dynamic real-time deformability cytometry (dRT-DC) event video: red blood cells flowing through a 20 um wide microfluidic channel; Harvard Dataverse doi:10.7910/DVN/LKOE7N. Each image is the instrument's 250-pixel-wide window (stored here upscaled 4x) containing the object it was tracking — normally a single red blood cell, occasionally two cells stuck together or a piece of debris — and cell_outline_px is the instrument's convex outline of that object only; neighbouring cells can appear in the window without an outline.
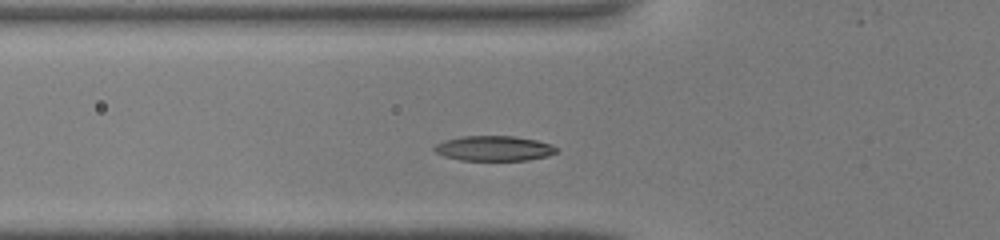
{"species": "common noctule bat (a hibernating species)", "species_latin": "Nyctalus noctula", "temperature_condition": "warm", "stored_images_in_passage": 30, "camera_frame_rate_fps": 3000, "um_per_image_px": 0.085, "animal": {"sex": "male", "body_mass_g": 19.0, "forearm_length_mm": 50.8}, "frame": {"image": 1, "passage_image": 7, "time_ms": 2.0, "image_size_px": [1000, 240], "cell_outline_px": [[560, 148], [556, 152], [548, 156], [528, 160], [460, 160], [444, 156], [436, 152], [432, 148], [436, 144], [444, 140], [464, 136], [516, 136], [536, 140], [552, 144]], "centroid_in_image_um": [42.02, 12.61], "position_along_channel_um": 83.8, "area_um2": 17.92}}
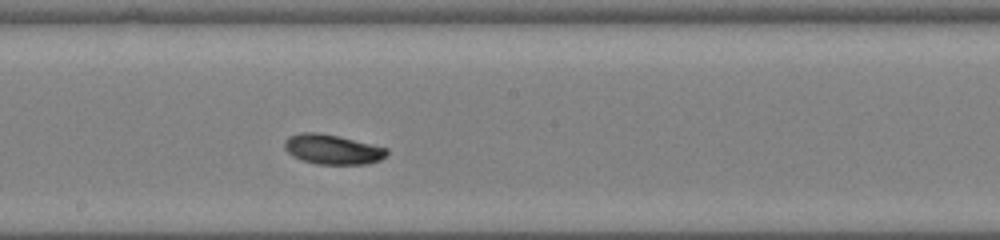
{"frame": {"image": 2, "passage_image": 16, "time_ms": 5.0, "image_size_px": [1000, 240], "cell_outline_px": [[388, 152], [380, 160], [368, 164], [316, 164], [292, 156], [284, 148], [284, 140], [288, 136], [300, 132], [316, 132], [340, 136], [388, 148]], "centroid_in_image_um": [28.24, 12.68], "position_along_channel_um": 220.0, "area_um2": 17.86}}
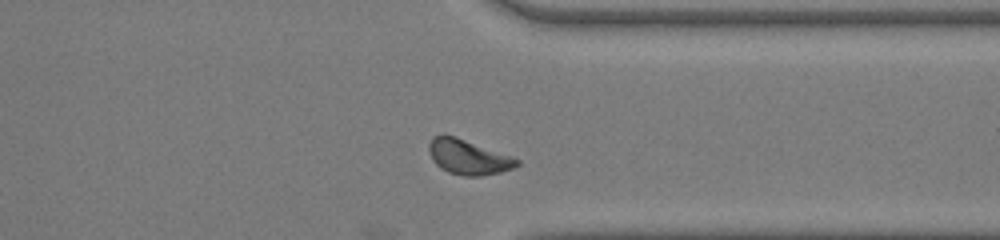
{"frame": {"image": 3, "passage_image": 26, "time_ms": 8.333, "image_size_px": [1000, 240], "cell_outline_px": [[520, 164], [512, 168], [500, 172], [480, 176], [464, 176], [448, 172], [440, 168], [432, 160], [428, 152], [428, 144], [432, 136], [440, 132], [444, 132], [456, 136], [512, 156], [520, 160]], "centroid_in_image_um": [39.74, 13.31], "position_along_channel_um": 371.7, "area_um2": 18.32}}